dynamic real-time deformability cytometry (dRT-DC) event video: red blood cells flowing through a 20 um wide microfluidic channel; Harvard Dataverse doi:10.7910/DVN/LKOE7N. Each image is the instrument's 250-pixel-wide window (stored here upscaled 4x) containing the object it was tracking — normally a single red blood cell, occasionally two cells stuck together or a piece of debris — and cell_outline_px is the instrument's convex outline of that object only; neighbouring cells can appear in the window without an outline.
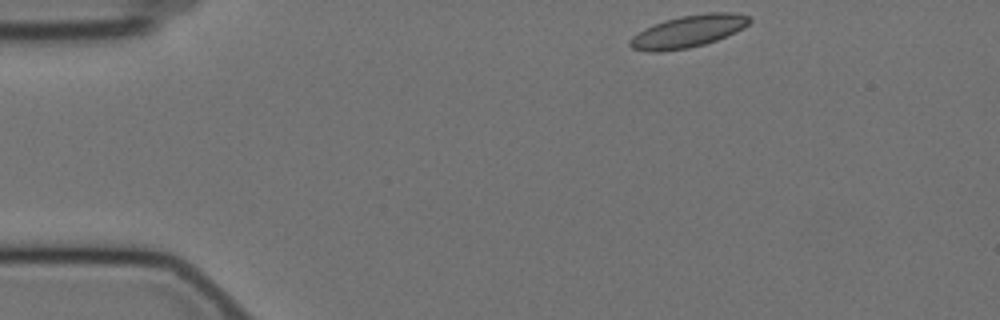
{"species": "Egyptian fruit bat (a non-hibernating species)", "species_latin": "Rousettus aegyptiacus", "temperature_condition": "cold", "stored_images_in_passage": 50, "camera_frame_rate_fps": 3000, "um_per_image_px": 0.085, "animal": {"sex": "female"}, "frame": {"image": 1, "passage_image": 1, "time_ms": 0.0, "image_size_px": [1000, 320], "cell_outline_px": [[752, 20], [744, 28], [736, 32], [716, 40], [704, 44], [688, 48], [660, 52], [648, 52], [632, 48], [628, 44], [628, 40], [632, 36], [644, 28], [664, 20], [680, 16], [708, 12], [728, 12], [748, 16]], "centroid_in_image_um": [58.46, 2.67], "position_along_channel_um": 26.5, "area_um2": 22.48}}
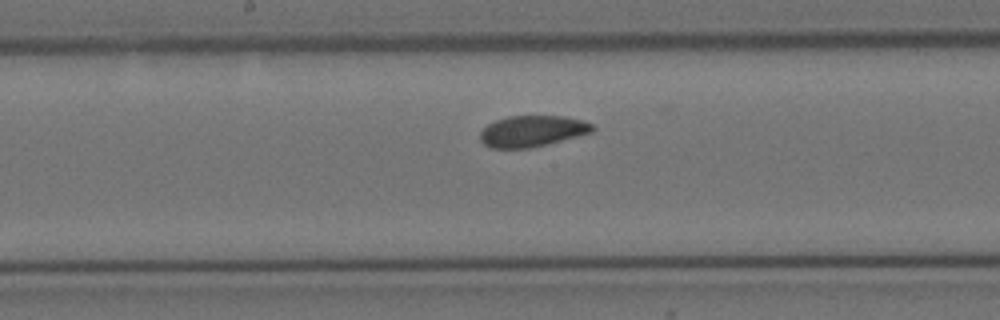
{"frame": {"image": 2, "passage_image": 22, "time_ms": 7.0, "image_size_px": [1000, 320], "cell_outline_px": [[596, 128], [592, 132], [548, 144], [528, 148], [492, 148], [484, 144], [480, 140], [480, 132], [488, 124], [496, 120], [508, 116], [564, 116], [584, 120], [592, 124]], "centroid_in_image_um": [45.25, 11.14], "position_along_channel_um": 202.9, "area_um2": 20.4}}
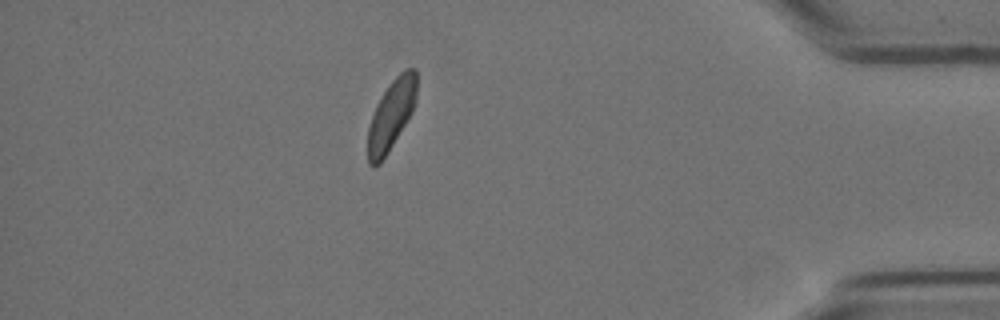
{"frame": {"image": 3, "passage_image": 43, "time_ms": 14.0, "image_size_px": [1000, 320], "cell_outline_px": [[416, 100], [412, 112], [380, 164], [376, 168], [372, 168], [368, 164], [368, 128], [376, 104], [388, 84], [404, 68], [416, 68]], "centroid_in_image_um": [33.24, 9.76], "position_along_channel_um": 402.0, "area_um2": 19.88}, "authors_computed_cell_mechanics": {"area_um2": 20.8947, "velocity_mm_per_s": 3.4494, "shape_relaxation_time_tau1_ms": 6.5474, "shape_relaxation_time_tau2_ms": 3.1705, "deformation_change_tau1": 0.1151, "deformation_change_tau2": 0.0721}}